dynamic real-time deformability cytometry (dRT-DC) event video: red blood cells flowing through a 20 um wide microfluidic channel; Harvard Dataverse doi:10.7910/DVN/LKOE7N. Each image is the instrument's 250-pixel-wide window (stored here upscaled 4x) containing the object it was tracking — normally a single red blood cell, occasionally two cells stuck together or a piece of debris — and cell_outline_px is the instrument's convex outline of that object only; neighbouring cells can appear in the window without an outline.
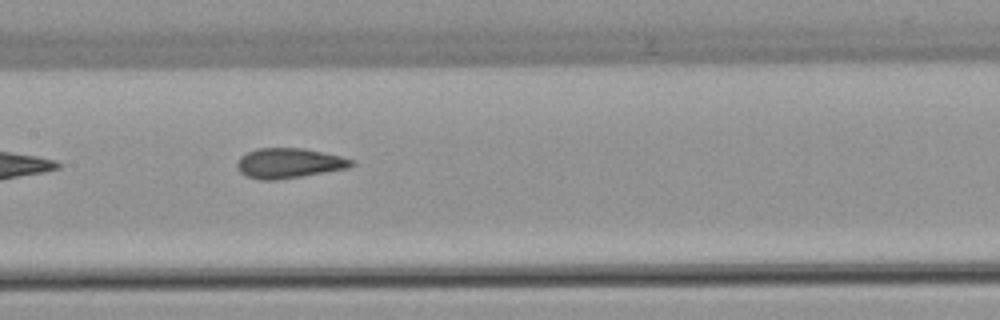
{"species": "common noctule bat (a hibernating species)", "species_latin": "Nyctalus noctula", "temperature_condition": "warm", "stored_images_in_passage": 9, "camera_frame_rate_fps": 3000, "um_per_image_px": 0.085, "animal": {"sex": "female", "body_mass_g": 22.7, "forearm_length_mm": 54.2}, "frame": {"image": 1, "passage_image": 7, "time_ms": 7.333, "image_size_px": [1000, 320], "cell_outline_px": [[356, 164], [348, 168], [276, 180], [260, 180], [244, 176], [236, 168], [236, 164], [240, 156], [256, 148], [304, 148], [340, 156], [356, 160]], "centroid_in_image_um": [24.54, 13.87], "position_along_channel_um": 182.9, "area_um2": 20.11}}
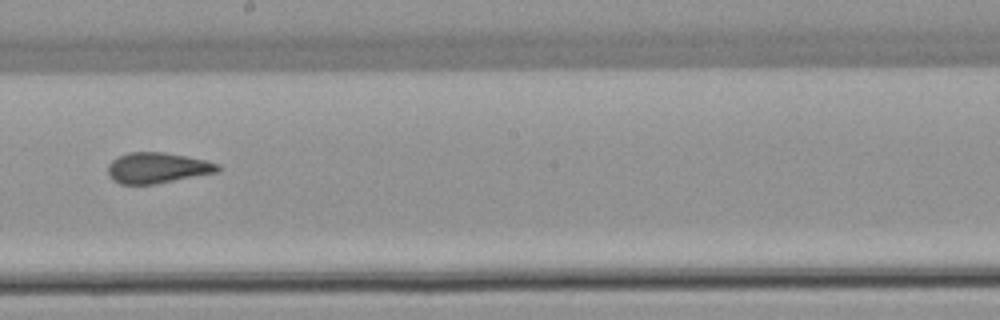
{"frame": {"image": 2, "passage_image": 8, "time_ms": 8.667, "image_size_px": [1000, 320], "cell_outline_px": [[220, 168], [216, 172], [152, 184], [120, 184], [112, 180], [108, 176], [108, 164], [112, 160], [128, 152], [164, 152], [204, 160], [220, 164]], "centroid_in_image_um": [13.32, 14.26], "position_along_channel_um": 234.9, "area_um2": 19.36}}
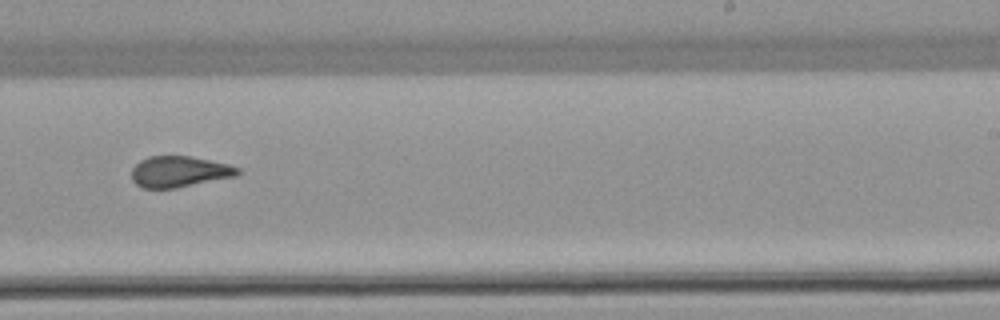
{"frame": {"image": 3, "passage_image": 9, "time_ms": 9.667, "image_size_px": [1000, 320], "cell_outline_px": [[240, 172], [236, 176], [176, 188], [144, 188], [136, 184], [132, 180], [132, 168], [140, 160], [148, 156], [188, 156], [228, 164], [240, 168]], "centroid_in_image_um": [15.23, 14.59], "position_along_channel_um": 273.8, "area_um2": 19.07}}